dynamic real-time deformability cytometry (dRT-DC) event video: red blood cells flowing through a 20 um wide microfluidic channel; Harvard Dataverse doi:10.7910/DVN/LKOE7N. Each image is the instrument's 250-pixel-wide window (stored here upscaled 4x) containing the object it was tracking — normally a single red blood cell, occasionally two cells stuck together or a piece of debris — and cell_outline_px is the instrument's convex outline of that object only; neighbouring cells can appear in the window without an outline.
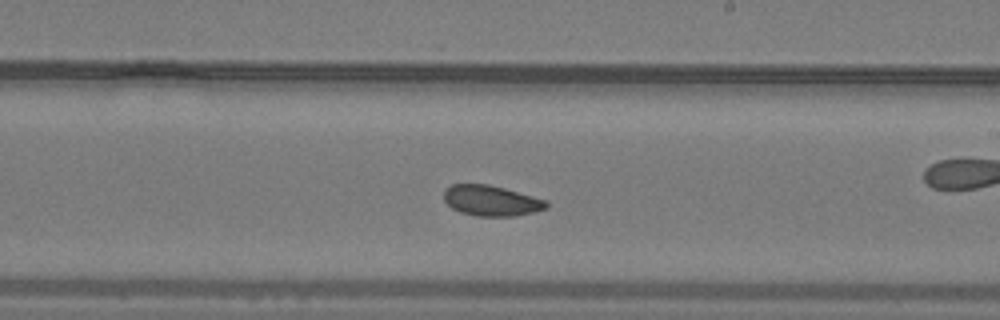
{"species": "common noctule bat (a hibernating species)", "species_latin": "Nyctalus noctula", "temperature_condition": "warm", "stored_images_in_passage": 39, "camera_frame_rate_fps": 3000, "um_per_image_px": 0.085, "animal": {"sex": "male", "body_mass_g": 19.2, "forearm_length_mm": 51.8}, "frame": {"image": 1, "passage_image": 17, "time_ms": 5.333, "image_size_px": [1000, 320], "cell_outline_px": [[548, 208], [516, 216], [476, 216], [460, 212], [452, 208], [444, 200], [444, 188], [452, 184], [488, 184], [504, 188], [548, 200]], "centroid_in_image_um": [41.75, 17.05], "position_along_channel_um": 247.2, "area_um2": 18.32}, "authors_computed_cell_mechanics": {"area_um2": 18.6116, "velocity_mm_per_s": 4.0577, "shape_relaxation_time_tau1_ms": 4.345, "shape_relaxation_time_tau2_ms": 8.3593, "deformation_change_tau1": 0.0802, "deformation_change_tau2": 0.1205}}